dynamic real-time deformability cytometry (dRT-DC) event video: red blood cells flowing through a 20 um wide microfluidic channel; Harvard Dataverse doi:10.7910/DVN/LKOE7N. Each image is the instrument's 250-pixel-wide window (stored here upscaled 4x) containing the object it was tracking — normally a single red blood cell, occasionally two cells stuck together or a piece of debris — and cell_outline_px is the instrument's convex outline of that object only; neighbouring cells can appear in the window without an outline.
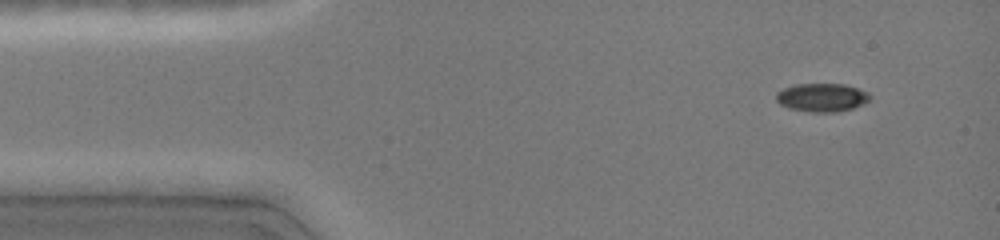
{"species": "common noctule bat (a hibernating species)", "species_latin": "Nyctalus noctula", "temperature_condition": "cold", "stored_images_in_passage": 13, "camera_frame_rate_fps": 3000, "um_per_image_px": 0.085, "animal": {"sex": "female", "body_mass_g": 19.0, "forearm_length_mm": 51.5}, "frame": {"image": 1, "passage_image": 1, "time_ms": 0.0, "image_size_px": [1000, 240], "cell_outline_px": [[872, 96], [864, 104], [852, 108], [836, 112], [812, 112], [788, 108], [780, 104], [776, 100], [776, 92], [784, 88], [796, 84], [844, 84], [868, 92]], "centroid_in_image_um": [69.86, 8.28], "position_along_channel_um": 15.1, "area_um2": 15.49}}
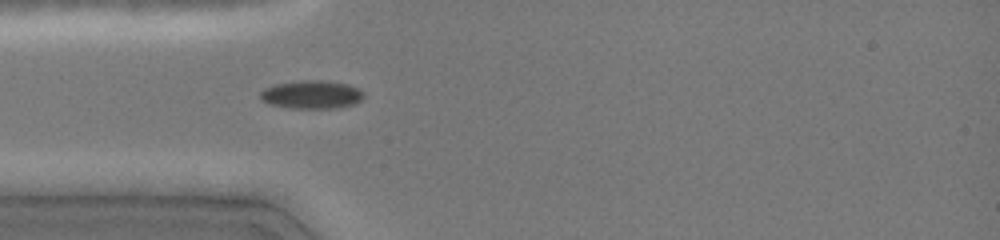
{"frame": {"image": 2, "passage_image": 8, "time_ms": 3.0, "image_size_px": [1000, 240], "cell_outline_px": [[364, 96], [356, 104], [336, 108], [288, 108], [268, 104], [260, 100], [260, 92], [264, 88], [272, 84], [300, 80], [328, 80], [348, 84], [360, 88], [364, 92]], "centroid_in_image_um": [26.48, 8.03], "position_along_channel_um": 58.5, "area_um2": 17.51}}
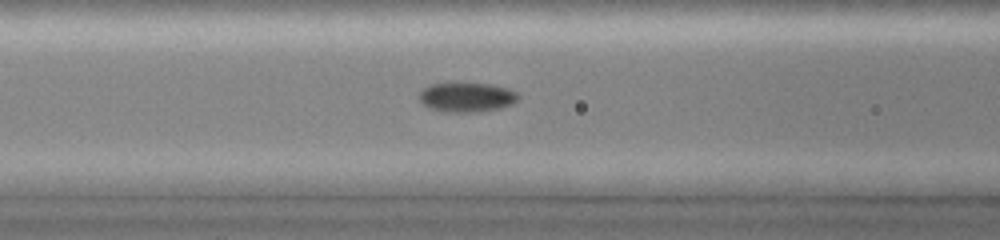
{"frame": {"image": 3, "passage_image": 12, "time_ms": 4.667, "image_size_px": [1000, 240], "cell_outline_px": [[520, 96], [512, 104], [500, 108], [476, 112], [440, 112], [428, 108], [420, 100], [420, 92], [428, 84], [456, 80], [492, 84], [508, 88], [516, 92]], "centroid_in_image_um": [39.63, 8.21], "position_along_channel_um": 127.0, "area_um2": 17.86}}